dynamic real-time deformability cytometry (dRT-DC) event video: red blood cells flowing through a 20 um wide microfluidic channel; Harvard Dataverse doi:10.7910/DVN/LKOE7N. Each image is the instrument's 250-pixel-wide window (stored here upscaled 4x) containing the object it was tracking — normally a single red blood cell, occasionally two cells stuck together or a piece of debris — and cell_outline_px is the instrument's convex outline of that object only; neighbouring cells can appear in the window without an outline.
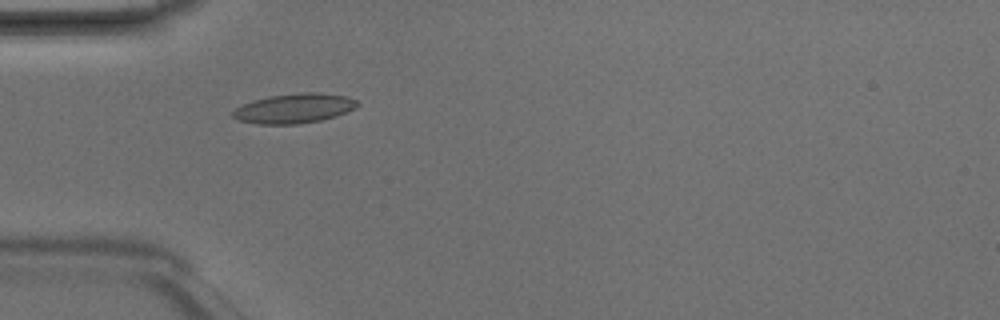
{"species": "Egyptian fruit bat (a non-hibernating species)", "species_latin": "Rousettus aegyptiacus", "temperature_condition": "room temperature", "stored_images_in_passage": 5, "camera_frame_rate_fps": 3000, "um_per_image_px": 0.085, "animal": {"sex": "male"}, "frame": {"image": 1, "passage_image": 4, "time_ms": 1.0, "image_size_px": [1000, 320], "cell_outline_px": [[360, 104], [356, 108], [336, 116], [320, 120], [296, 124], [260, 124], [240, 120], [232, 116], [232, 112], [236, 108], [244, 104], [268, 96], [300, 92], [320, 92], [348, 96], [356, 100]], "centroid_in_image_um": [25.06, 9.2], "position_along_channel_um": 59.9, "area_um2": 21.44}}